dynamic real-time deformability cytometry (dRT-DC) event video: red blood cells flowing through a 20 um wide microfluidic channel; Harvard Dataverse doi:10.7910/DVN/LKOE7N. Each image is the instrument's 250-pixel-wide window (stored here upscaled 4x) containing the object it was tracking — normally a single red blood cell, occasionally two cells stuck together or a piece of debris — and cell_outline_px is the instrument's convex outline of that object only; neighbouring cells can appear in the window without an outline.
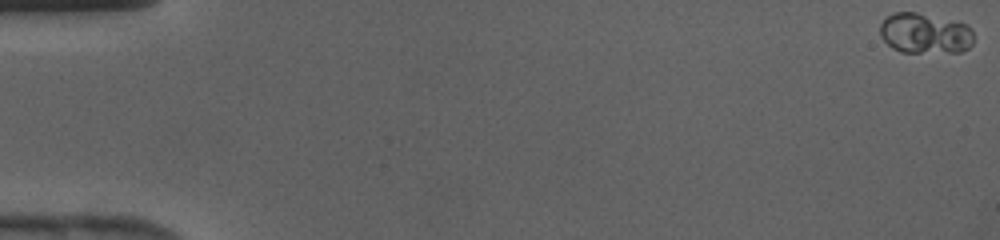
{"species": "human", "species_latin": "Homo sapiens", "temperature_condition": "cold", "stored_images_in_passage": 44, "camera_frame_rate_fps": 3000, "um_per_image_px": 0.085, "donor": {"sex": "female"}, "frame": {"image": 1, "passage_image": 1, "time_ms": 0.0, "image_size_px": [1000, 240], "cell_outline_px": [[972, 44], [968, 48], [960, 52], [900, 52], [892, 48], [880, 36], [880, 24], [884, 16], [892, 12], [916, 12], [964, 24], [972, 32]], "centroid_in_image_um": [78.54, 2.84], "position_along_channel_um": 6.5, "area_um2": 21.96}}
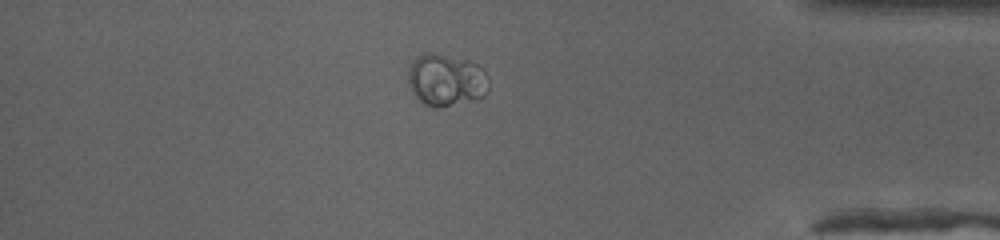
{"frame": {"image": 2, "passage_image": 38, "time_ms": 12.333, "image_size_px": [1000, 240], "cell_outline_px": [[488, 92], [484, 96], [476, 100], [436, 108], [424, 104], [412, 92], [408, 84], [408, 72], [412, 60], [416, 56], [424, 52], [432, 52], [468, 60], [484, 68], [488, 76]], "centroid_in_image_um": [37.93, 6.79], "position_along_channel_um": 397.3, "area_um2": 24.91}}
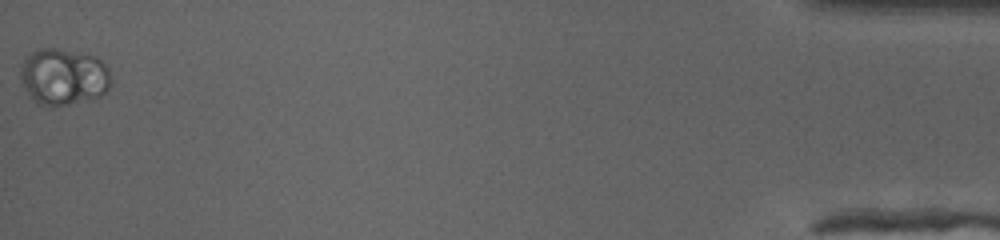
{"frame": {"image": 3, "passage_image": 44, "time_ms": 14.333, "image_size_px": [1000, 240], "cell_outline_px": [[108, 88], [100, 96], [52, 108], [36, 104], [24, 88], [20, 76], [20, 68], [24, 56], [28, 52], [36, 48], [56, 48], [96, 56], [108, 68]], "centroid_in_image_um": [5.31, 6.51], "position_along_channel_um": 429.9, "area_um2": 30.06}}